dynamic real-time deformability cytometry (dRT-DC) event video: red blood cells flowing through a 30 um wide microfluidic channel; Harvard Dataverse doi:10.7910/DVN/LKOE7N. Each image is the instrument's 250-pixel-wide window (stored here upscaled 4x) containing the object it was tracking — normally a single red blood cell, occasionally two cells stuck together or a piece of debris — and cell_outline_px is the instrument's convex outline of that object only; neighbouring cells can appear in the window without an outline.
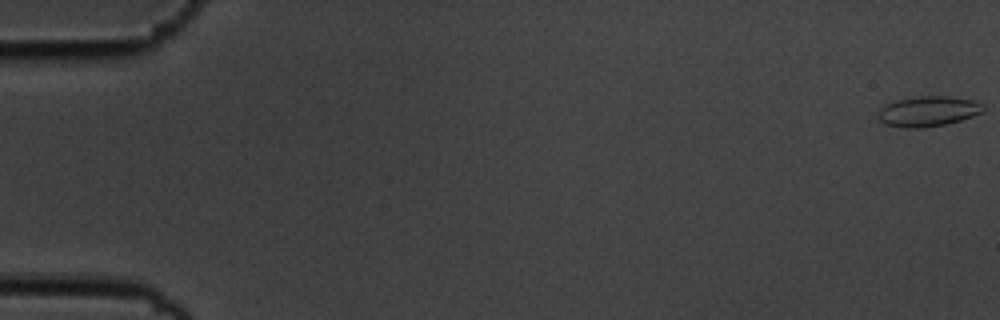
{"species": "common noctule bat (a hibernating species)", "species_latin": "Nyctalus noctula", "temperature_condition": "cold", "stored_images_in_passage": 56, "camera_frame_rate_fps": 3000, "um_per_image_px": 0.085, "animal": {"sex": "male", "body_mass_g": 19.5, "forearm_length_mm": 54.6}, "frame": {"image": 1, "passage_image": 1, "time_ms": 0.0, "image_size_px": [1000, 320], "cell_outline_px": [[984, 112], [948, 124], [920, 128], [904, 128], [884, 124], [876, 116], [876, 112], [884, 104], [896, 100], [920, 96], [948, 96], [972, 100], [984, 104]], "centroid_in_image_um": [78.85, 9.46], "position_along_channel_um": 6.1, "area_um2": 18.79}}
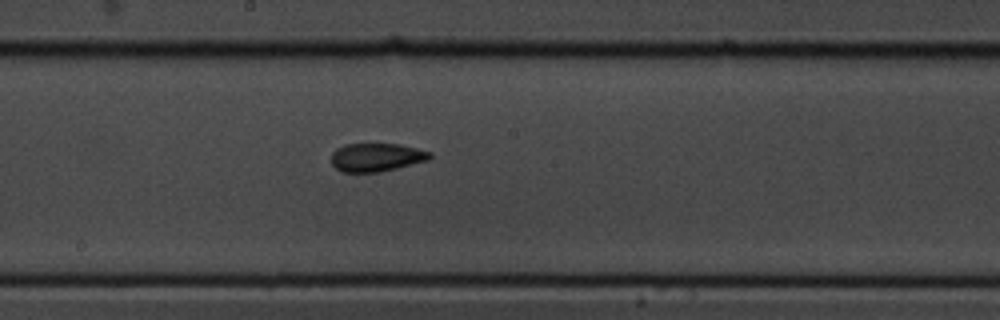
{"frame": {"image": 2, "passage_image": 31, "time_ms": 10.0, "image_size_px": [1000, 320], "cell_outline_px": [[432, 156], [428, 160], [380, 172], [340, 172], [332, 164], [332, 152], [336, 148], [344, 144], [400, 144], [432, 152]], "centroid_in_image_um": [31.98, 13.37], "position_along_channel_um": 216.2, "area_um2": 16.3}}
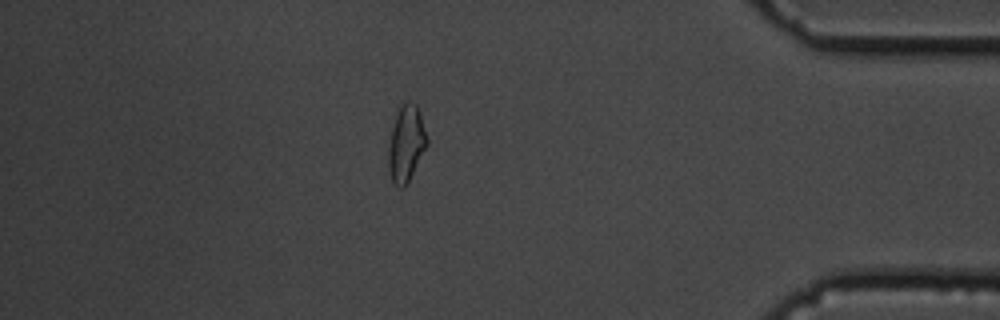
{"frame": {"image": 3, "passage_image": 49, "time_ms": 16.0, "image_size_px": [1000, 320], "cell_outline_px": [[428, 144], [404, 188], [400, 188], [392, 180], [388, 168], [388, 148], [392, 128], [400, 104], [408, 100], [416, 104], [420, 112], [428, 140]], "centroid_in_image_um": [34.53, 12.17], "position_along_channel_um": 400.7, "area_um2": 16.99}, "authors_computed_cell_mechanics": {"area_um2": 17.1666, "velocity_mm_per_s": 3.6607, "shape_relaxation_time_tau1_ms": null, "shape_relaxation_time_tau2_ms": 2.3212, "deformation_change_tau1": null, "deformation_change_tau2": 0.0859}}